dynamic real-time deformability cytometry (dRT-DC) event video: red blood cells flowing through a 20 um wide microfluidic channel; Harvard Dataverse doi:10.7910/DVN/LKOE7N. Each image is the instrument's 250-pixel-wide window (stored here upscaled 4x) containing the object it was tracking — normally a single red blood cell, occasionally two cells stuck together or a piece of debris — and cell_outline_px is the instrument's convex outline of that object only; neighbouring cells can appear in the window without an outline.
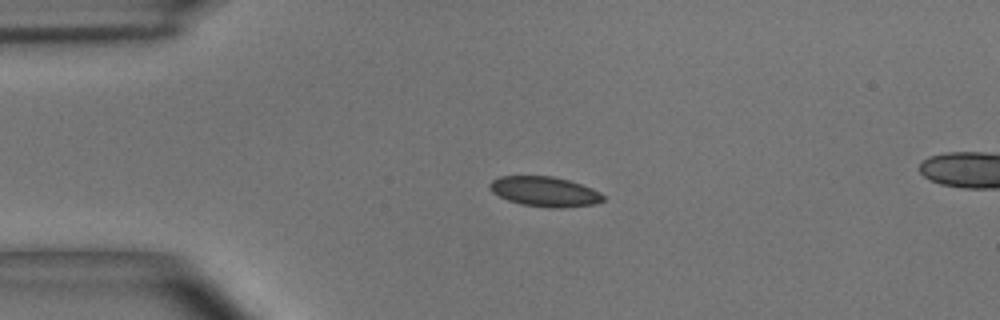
{"species": "common noctule bat (a hibernating species)", "species_latin": "Nyctalus noctula", "temperature_condition": "room temperature", "stored_images_in_passage": 4, "camera_frame_rate_fps": 3000, "um_per_image_px": 0.085, "animal": {"sex": "male", "body_mass_g": 15.6}, "frame": {"image": 1, "passage_image": 3, "time_ms": 0.667, "image_size_px": [1000, 320], "cell_outline_px": [[604, 200], [592, 204], [564, 208], [552, 208], [520, 204], [508, 200], [492, 192], [488, 188], [488, 184], [492, 180], [500, 176], [552, 176], [568, 180], [592, 188], [600, 192], [604, 196]], "centroid_in_image_um": [46.27, 16.28], "position_along_channel_um": 38.7, "area_um2": 19.77}}